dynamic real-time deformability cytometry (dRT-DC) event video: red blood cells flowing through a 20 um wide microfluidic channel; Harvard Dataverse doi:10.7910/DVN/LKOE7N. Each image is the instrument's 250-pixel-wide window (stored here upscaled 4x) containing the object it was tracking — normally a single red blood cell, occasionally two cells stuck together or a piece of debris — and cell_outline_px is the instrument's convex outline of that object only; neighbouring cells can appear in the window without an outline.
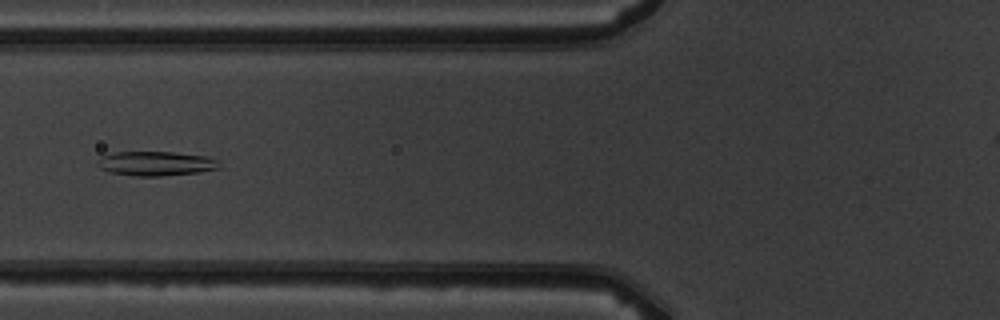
{"species": "common noctule bat (a hibernating species)", "species_latin": "Nyctalus noctula", "temperature_condition": "warm", "stored_images_in_passage": 9, "camera_frame_rate_fps": 3000, "um_per_image_px": 0.085, "animal": {"sex": "male", "body_mass_g": 19.5, "forearm_length_mm": 54.6}, "frame": {"image": 1, "passage_image": 8, "time_ms": 8.0, "image_size_px": [1000, 320], "cell_outline_px": [[220, 168], [200, 172], [160, 176], [136, 176], [108, 172], [100, 168], [96, 164], [96, 160], [100, 156], [116, 152], [172, 152], [208, 156], [216, 160], [220, 164]], "centroid_in_image_um": [13.22, 13.9], "position_along_channel_um": 112.6, "area_um2": 17.46}}
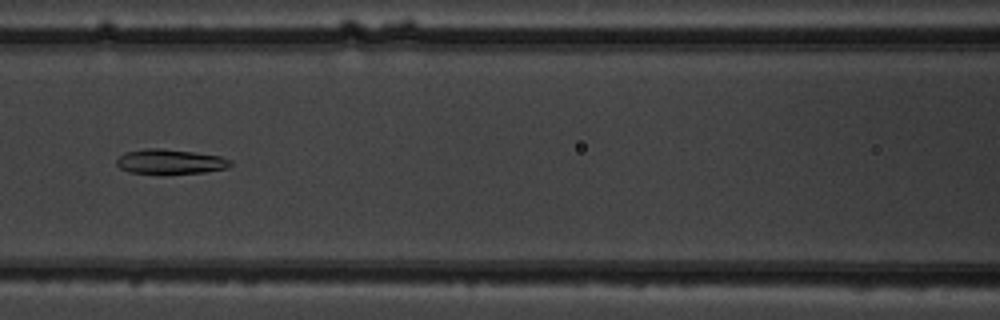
{"frame": {"image": 2, "passage_image": 9, "time_ms": 9.0, "image_size_px": [1000, 320], "cell_outline_px": [[232, 164], [228, 168], [204, 172], [128, 172], [120, 168], [116, 164], [116, 160], [124, 152], [144, 148], [160, 148], [192, 152], [220, 156], [232, 160]], "centroid_in_image_um": [14.46, 13.71], "position_along_channel_um": 152.1, "area_um2": 16.01}}